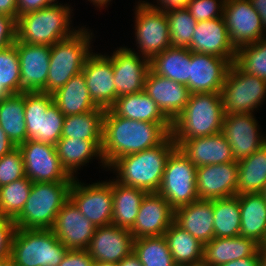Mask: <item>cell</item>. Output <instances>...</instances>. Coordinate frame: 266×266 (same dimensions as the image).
I'll use <instances>...</instances> for the list:
<instances>
[{"instance_id": "obj_1", "label": "cell", "mask_w": 266, "mask_h": 266, "mask_svg": "<svg viewBox=\"0 0 266 266\" xmlns=\"http://www.w3.org/2000/svg\"><path fill=\"white\" fill-rule=\"evenodd\" d=\"M171 131V123H151L117 116L106 109L101 154L108 168L116 159L161 144Z\"/></svg>"}, {"instance_id": "obj_2", "label": "cell", "mask_w": 266, "mask_h": 266, "mask_svg": "<svg viewBox=\"0 0 266 266\" xmlns=\"http://www.w3.org/2000/svg\"><path fill=\"white\" fill-rule=\"evenodd\" d=\"M177 147L169 135L161 144L138 153L116 159L108 169L116 174L117 182L143 189L147 193L160 189L169 155Z\"/></svg>"}, {"instance_id": "obj_3", "label": "cell", "mask_w": 266, "mask_h": 266, "mask_svg": "<svg viewBox=\"0 0 266 266\" xmlns=\"http://www.w3.org/2000/svg\"><path fill=\"white\" fill-rule=\"evenodd\" d=\"M224 115L220 93L190 94L182 112L171 122L170 135L177 145L182 139L220 133Z\"/></svg>"}, {"instance_id": "obj_4", "label": "cell", "mask_w": 266, "mask_h": 266, "mask_svg": "<svg viewBox=\"0 0 266 266\" xmlns=\"http://www.w3.org/2000/svg\"><path fill=\"white\" fill-rule=\"evenodd\" d=\"M72 9L58 2L26 13L17 19L16 40L27 44L49 45L72 37L80 28H71Z\"/></svg>"}, {"instance_id": "obj_5", "label": "cell", "mask_w": 266, "mask_h": 266, "mask_svg": "<svg viewBox=\"0 0 266 266\" xmlns=\"http://www.w3.org/2000/svg\"><path fill=\"white\" fill-rule=\"evenodd\" d=\"M73 182H33L28 200L14 223L19 229H52L56 216L69 200Z\"/></svg>"}, {"instance_id": "obj_6", "label": "cell", "mask_w": 266, "mask_h": 266, "mask_svg": "<svg viewBox=\"0 0 266 266\" xmlns=\"http://www.w3.org/2000/svg\"><path fill=\"white\" fill-rule=\"evenodd\" d=\"M88 30L81 26L72 37L51 46L46 93L52 95L74 75L82 72L87 57L93 51L90 47L93 33Z\"/></svg>"}, {"instance_id": "obj_7", "label": "cell", "mask_w": 266, "mask_h": 266, "mask_svg": "<svg viewBox=\"0 0 266 266\" xmlns=\"http://www.w3.org/2000/svg\"><path fill=\"white\" fill-rule=\"evenodd\" d=\"M69 249L51 229H16L11 254L15 266H58Z\"/></svg>"}, {"instance_id": "obj_8", "label": "cell", "mask_w": 266, "mask_h": 266, "mask_svg": "<svg viewBox=\"0 0 266 266\" xmlns=\"http://www.w3.org/2000/svg\"><path fill=\"white\" fill-rule=\"evenodd\" d=\"M27 140L55 145L60 139L64 115L53 96L44 92H25Z\"/></svg>"}, {"instance_id": "obj_9", "label": "cell", "mask_w": 266, "mask_h": 266, "mask_svg": "<svg viewBox=\"0 0 266 266\" xmlns=\"http://www.w3.org/2000/svg\"><path fill=\"white\" fill-rule=\"evenodd\" d=\"M220 94L225 114L254 113L266 99V81L243 72L233 62Z\"/></svg>"}, {"instance_id": "obj_10", "label": "cell", "mask_w": 266, "mask_h": 266, "mask_svg": "<svg viewBox=\"0 0 266 266\" xmlns=\"http://www.w3.org/2000/svg\"><path fill=\"white\" fill-rule=\"evenodd\" d=\"M196 166L176 147L167 160L158 193L175 210L198 200Z\"/></svg>"}, {"instance_id": "obj_11", "label": "cell", "mask_w": 266, "mask_h": 266, "mask_svg": "<svg viewBox=\"0 0 266 266\" xmlns=\"http://www.w3.org/2000/svg\"><path fill=\"white\" fill-rule=\"evenodd\" d=\"M135 7V39L140 55L149 61L171 47L169 24L166 14L138 1ZM141 52V53H140Z\"/></svg>"}, {"instance_id": "obj_12", "label": "cell", "mask_w": 266, "mask_h": 266, "mask_svg": "<svg viewBox=\"0 0 266 266\" xmlns=\"http://www.w3.org/2000/svg\"><path fill=\"white\" fill-rule=\"evenodd\" d=\"M69 199L96 228L112 224V179L86 185L74 178Z\"/></svg>"}, {"instance_id": "obj_13", "label": "cell", "mask_w": 266, "mask_h": 266, "mask_svg": "<svg viewBox=\"0 0 266 266\" xmlns=\"http://www.w3.org/2000/svg\"><path fill=\"white\" fill-rule=\"evenodd\" d=\"M18 148L25 175L32 182H73L74 178L61 165L55 145L27 140Z\"/></svg>"}, {"instance_id": "obj_14", "label": "cell", "mask_w": 266, "mask_h": 266, "mask_svg": "<svg viewBox=\"0 0 266 266\" xmlns=\"http://www.w3.org/2000/svg\"><path fill=\"white\" fill-rule=\"evenodd\" d=\"M223 19L236 49L266 37L260 15L250 0H226Z\"/></svg>"}, {"instance_id": "obj_15", "label": "cell", "mask_w": 266, "mask_h": 266, "mask_svg": "<svg viewBox=\"0 0 266 266\" xmlns=\"http://www.w3.org/2000/svg\"><path fill=\"white\" fill-rule=\"evenodd\" d=\"M253 113L225 114L221 133L229 142L235 161L250 156L266 144Z\"/></svg>"}, {"instance_id": "obj_16", "label": "cell", "mask_w": 266, "mask_h": 266, "mask_svg": "<svg viewBox=\"0 0 266 266\" xmlns=\"http://www.w3.org/2000/svg\"><path fill=\"white\" fill-rule=\"evenodd\" d=\"M109 57L113 63L116 99L122 95L143 92L150 70L149 60L126 47L117 48Z\"/></svg>"}, {"instance_id": "obj_17", "label": "cell", "mask_w": 266, "mask_h": 266, "mask_svg": "<svg viewBox=\"0 0 266 266\" xmlns=\"http://www.w3.org/2000/svg\"><path fill=\"white\" fill-rule=\"evenodd\" d=\"M16 50L21 70L20 93H46L51 46L27 44L16 40Z\"/></svg>"}, {"instance_id": "obj_18", "label": "cell", "mask_w": 266, "mask_h": 266, "mask_svg": "<svg viewBox=\"0 0 266 266\" xmlns=\"http://www.w3.org/2000/svg\"><path fill=\"white\" fill-rule=\"evenodd\" d=\"M231 64L226 58L191 52L187 83L190 93H220Z\"/></svg>"}, {"instance_id": "obj_19", "label": "cell", "mask_w": 266, "mask_h": 266, "mask_svg": "<svg viewBox=\"0 0 266 266\" xmlns=\"http://www.w3.org/2000/svg\"><path fill=\"white\" fill-rule=\"evenodd\" d=\"M92 101L100 108L110 109L116 102L113 63L111 58L92 52L82 70Z\"/></svg>"}, {"instance_id": "obj_20", "label": "cell", "mask_w": 266, "mask_h": 266, "mask_svg": "<svg viewBox=\"0 0 266 266\" xmlns=\"http://www.w3.org/2000/svg\"><path fill=\"white\" fill-rule=\"evenodd\" d=\"M174 222V209L158 192L142 199L135 223L130 229L134 239L163 236Z\"/></svg>"}, {"instance_id": "obj_21", "label": "cell", "mask_w": 266, "mask_h": 266, "mask_svg": "<svg viewBox=\"0 0 266 266\" xmlns=\"http://www.w3.org/2000/svg\"><path fill=\"white\" fill-rule=\"evenodd\" d=\"M196 175L199 199L216 200L236 196L237 162L196 167Z\"/></svg>"}, {"instance_id": "obj_22", "label": "cell", "mask_w": 266, "mask_h": 266, "mask_svg": "<svg viewBox=\"0 0 266 266\" xmlns=\"http://www.w3.org/2000/svg\"><path fill=\"white\" fill-rule=\"evenodd\" d=\"M51 230L65 247L80 250L88 248L96 227L69 199L58 212Z\"/></svg>"}, {"instance_id": "obj_23", "label": "cell", "mask_w": 266, "mask_h": 266, "mask_svg": "<svg viewBox=\"0 0 266 266\" xmlns=\"http://www.w3.org/2000/svg\"><path fill=\"white\" fill-rule=\"evenodd\" d=\"M130 230L110 224L97 227L86 249L95 262L119 263L133 252Z\"/></svg>"}, {"instance_id": "obj_24", "label": "cell", "mask_w": 266, "mask_h": 266, "mask_svg": "<svg viewBox=\"0 0 266 266\" xmlns=\"http://www.w3.org/2000/svg\"><path fill=\"white\" fill-rule=\"evenodd\" d=\"M191 52L210 54L234 62V47L223 17L196 23L190 46Z\"/></svg>"}, {"instance_id": "obj_25", "label": "cell", "mask_w": 266, "mask_h": 266, "mask_svg": "<svg viewBox=\"0 0 266 266\" xmlns=\"http://www.w3.org/2000/svg\"><path fill=\"white\" fill-rule=\"evenodd\" d=\"M144 92L171 122L182 112L191 94L187 86L151 70L146 76Z\"/></svg>"}, {"instance_id": "obj_26", "label": "cell", "mask_w": 266, "mask_h": 266, "mask_svg": "<svg viewBox=\"0 0 266 266\" xmlns=\"http://www.w3.org/2000/svg\"><path fill=\"white\" fill-rule=\"evenodd\" d=\"M177 147L196 167L237 162L229 142L221 132L205 137L182 139Z\"/></svg>"}, {"instance_id": "obj_27", "label": "cell", "mask_w": 266, "mask_h": 266, "mask_svg": "<svg viewBox=\"0 0 266 266\" xmlns=\"http://www.w3.org/2000/svg\"><path fill=\"white\" fill-rule=\"evenodd\" d=\"M174 222L205 245L214 238L213 200L198 199L175 209Z\"/></svg>"}, {"instance_id": "obj_28", "label": "cell", "mask_w": 266, "mask_h": 266, "mask_svg": "<svg viewBox=\"0 0 266 266\" xmlns=\"http://www.w3.org/2000/svg\"><path fill=\"white\" fill-rule=\"evenodd\" d=\"M260 245L241 235L230 238L214 237L204 245V262L211 266H220L237 259L254 255Z\"/></svg>"}, {"instance_id": "obj_29", "label": "cell", "mask_w": 266, "mask_h": 266, "mask_svg": "<svg viewBox=\"0 0 266 266\" xmlns=\"http://www.w3.org/2000/svg\"><path fill=\"white\" fill-rule=\"evenodd\" d=\"M102 141L79 140L76 138H61L56 144V151L62 167L67 173L76 178L77 170L94 159H100L101 166L106 168L102 154ZM94 157V158H93ZM75 175V176H74Z\"/></svg>"}, {"instance_id": "obj_30", "label": "cell", "mask_w": 266, "mask_h": 266, "mask_svg": "<svg viewBox=\"0 0 266 266\" xmlns=\"http://www.w3.org/2000/svg\"><path fill=\"white\" fill-rule=\"evenodd\" d=\"M238 201L241 215L240 235L262 246L266 241V201L260 193L241 194Z\"/></svg>"}, {"instance_id": "obj_31", "label": "cell", "mask_w": 266, "mask_h": 266, "mask_svg": "<svg viewBox=\"0 0 266 266\" xmlns=\"http://www.w3.org/2000/svg\"><path fill=\"white\" fill-rule=\"evenodd\" d=\"M52 96L54 103L64 116L87 113L98 108L91 99L83 72L74 75Z\"/></svg>"}, {"instance_id": "obj_32", "label": "cell", "mask_w": 266, "mask_h": 266, "mask_svg": "<svg viewBox=\"0 0 266 266\" xmlns=\"http://www.w3.org/2000/svg\"><path fill=\"white\" fill-rule=\"evenodd\" d=\"M110 109L117 116L127 119L151 123H171L144 91L118 97Z\"/></svg>"}, {"instance_id": "obj_33", "label": "cell", "mask_w": 266, "mask_h": 266, "mask_svg": "<svg viewBox=\"0 0 266 266\" xmlns=\"http://www.w3.org/2000/svg\"><path fill=\"white\" fill-rule=\"evenodd\" d=\"M112 179L113 216L112 224L130 230L135 223L142 199L143 189L123 185Z\"/></svg>"}, {"instance_id": "obj_34", "label": "cell", "mask_w": 266, "mask_h": 266, "mask_svg": "<svg viewBox=\"0 0 266 266\" xmlns=\"http://www.w3.org/2000/svg\"><path fill=\"white\" fill-rule=\"evenodd\" d=\"M150 70L160 76L187 86L191 51L188 48L169 47L150 61Z\"/></svg>"}, {"instance_id": "obj_35", "label": "cell", "mask_w": 266, "mask_h": 266, "mask_svg": "<svg viewBox=\"0 0 266 266\" xmlns=\"http://www.w3.org/2000/svg\"><path fill=\"white\" fill-rule=\"evenodd\" d=\"M25 92L11 94L0 102V126L15 146L27 141Z\"/></svg>"}, {"instance_id": "obj_36", "label": "cell", "mask_w": 266, "mask_h": 266, "mask_svg": "<svg viewBox=\"0 0 266 266\" xmlns=\"http://www.w3.org/2000/svg\"><path fill=\"white\" fill-rule=\"evenodd\" d=\"M238 163L236 196L260 193L266 184V144Z\"/></svg>"}, {"instance_id": "obj_37", "label": "cell", "mask_w": 266, "mask_h": 266, "mask_svg": "<svg viewBox=\"0 0 266 266\" xmlns=\"http://www.w3.org/2000/svg\"><path fill=\"white\" fill-rule=\"evenodd\" d=\"M167 241L175 264H192L203 262L204 244L183 230L175 222L163 235Z\"/></svg>"}, {"instance_id": "obj_38", "label": "cell", "mask_w": 266, "mask_h": 266, "mask_svg": "<svg viewBox=\"0 0 266 266\" xmlns=\"http://www.w3.org/2000/svg\"><path fill=\"white\" fill-rule=\"evenodd\" d=\"M105 112V109L98 107L87 113L65 116L61 138L102 141Z\"/></svg>"}, {"instance_id": "obj_39", "label": "cell", "mask_w": 266, "mask_h": 266, "mask_svg": "<svg viewBox=\"0 0 266 266\" xmlns=\"http://www.w3.org/2000/svg\"><path fill=\"white\" fill-rule=\"evenodd\" d=\"M214 237L240 235L241 215L238 196L213 200Z\"/></svg>"}, {"instance_id": "obj_40", "label": "cell", "mask_w": 266, "mask_h": 266, "mask_svg": "<svg viewBox=\"0 0 266 266\" xmlns=\"http://www.w3.org/2000/svg\"><path fill=\"white\" fill-rule=\"evenodd\" d=\"M133 252L143 266L175 265L164 236L134 239Z\"/></svg>"}, {"instance_id": "obj_41", "label": "cell", "mask_w": 266, "mask_h": 266, "mask_svg": "<svg viewBox=\"0 0 266 266\" xmlns=\"http://www.w3.org/2000/svg\"><path fill=\"white\" fill-rule=\"evenodd\" d=\"M28 177L0 187V218L15 220L23 210L32 187Z\"/></svg>"}, {"instance_id": "obj_42", "label": "cell", "mask_w": 266, "mask_h": 266, "mask_svg": "<svg viewBox=\"0 0 266 266\" xmlns=\"http://www.w3.org/2000/svg\"><path fill=\"white\" fill-rule=\"evenodd\" d=\"M21 70L16 42L0 50V102L11 94L20 93Z\"/></svg>"}, {"instance_id": "obj_43", "label": "cell", "mask_w": 266, "mask_h": 266, "mask_svg": "<svg viewBox=\"0 0 266 266\" xmlns=\"http://www.w3.org/2000/svg\"><path fill=\"white\" fill-rule=\"evenodd\" d=\"M234 63L243 72L266 81V37L239 47Z\"/></svg>"}, {"instance_id": "obj_44", "label": "cell", "mask_w": 266, "mask_h": 266, "mask_svg": "<svg viewBox=\"0 0 266 266\" xmlns=\"http://www.w3.org/2000/svg\"><path fill=\"white\" fill-rule=\"evenodd\" d=\"M172 47L189 48L197 21L187 9L166 12Z\"/></svg>"}, {"instance_id": "obj_45", "label": "cell", "mask_w": 266, "mask_h": 266, "mask_svg": "<svg viewBox=\"0 0 266 266\" xmlns=\"http://www.w3.org/2000/svg\"><path fill=\"white\" fill-rule=\"evenodd\" d=\"M24 162L18 146L0 159V187L24 178Z\"/></svg>"}, {"instance_id": "obj_46", "label": "cell", "mask_w": 266, "mask_h": 266, "mask_svg": "<svg viewBox=\"0 0 266 266\" xmlns=\"http://www.w3.org/2000/svg\"><path fill=\"white\" fill-rule=\"evenodd\" d=\"M226 0H191L187 5V10L197 21H206L223 17Z\"/></svg>"}, {"instance_id": "obj_47", "label": "cell", "mask_w": 266, "mask_h": 266, "mask_svg": "<svg viewBox=\"0 0 266 266\" xmlns=\"http://www.w3.org/2000/svg\"><path fill=\"white\" fill-rule=\"evenodd\" d=\"M16 229L14 220L0 218V260L10 256Z\"/></svg>"}, {"instance_id": "obj_48", "label": "cell", "mask_w": 266, "mask_h": 266, "mask_svg": "<svg viewBox=\"0 0 266 266\" xmlns=\"http://www.w3.org/2000/svg\"><path fill=\"white\" fill-rule=\"evenodd\" d=\"M17 21L0 14V50L16 42Z\"/></svg>"}, {"instance_id": "obj_49", "label": "cell", "mask_w": 266, "mask_h": 266, "mask_svg": "<svg viewBox=\"0 0 266 266\" xmlns=\"http://www.w3.org/2000/svg\"><path fill=\"white\" fill-rule=\"evenodd\" d=\"M95 261L86 249L71 250L65 254L58 266H94Z\"/></svg>"}, {"instance_id": "obj_50", "label": "cell", "mask_w": 266, "mask_h": 266, "mask_svg": "<svg viewBox=\"0 0 266 266\" xmlns=\"http://www.w3.org/2000/svg\"><path fill=\"white\" fill-rule=\"evenodd\" d=\"M17 1V10H18V17L29 13L34 12L44 7H48L57 0H16Z\"/></svg>"}, {"instance_id": "obj_51", "label": "cell", "mask_w": 266, "mask_h": 266, "mask_svg": "<svg viewBox=\"0 0 266 266\" xmlns=\"http://www.w3.org/2000/svg\"><path fill=\"white\" fill-rule=\"evenodd\" d=\"M157 4H151L150 2H145L149 7H152L156 10H160L164 13L177 10V9H186L187 5L191 0H156Z\"/></svg>"}, {"instance_id": "obj_52", "label": "cell", "mask_w": 266, "mask_h": 266, "mask_svg": "<svg viewBox=\"0 0 266 266\" xmlns=\"http://www.w3.org/2000/svg\"><path fill=\"white\" fill-rule=\"evenodd\" d=\"M0 14L7 15L18 19L17 1L16 0H0Z\"/></svg>"}, {"instance_id": "obj_53", "label": "cell", "mask_w": 266, "mask_h": 266, "mask_svg": "<svg viewBox=\"0 0 266 266\" xmlns=\"http://www.w3.org/2000/svg\"><path fill=\"white\" fill-rule=\"evenodd\" d=\"M220 266H259V250L252 256L230 261Z\"/></svg>"}, {"instance_id": "obj_54", "label": "cell", "mask_w": 266, "mask_h": 266, "mask_svg": "<svg viewBox=\"0 0 266 266\" xmlns=\"http://www.w3.org/2000/svg\"><path fill=\"white\" fill-rule=\"evenodd\" d=\"M16 146L8 138L6 132L0 126V159Z\"/></svg>"}, {"instance_id": "obj_55", "label": "cell", "mask_w": 266, "mask_h": 266, "mask_svg": "<svg viewBox=\"0 0 266 266\" xmlns=\"http://www.w3.org/2000/svg\"><path fill=\"white\" fill-rule=\"evenodd\" d=\"M252 7L260 15L262 26L266 32V0H250Z\"/></svg>"}, {"instance_id": "obj_56", "label": "cell", "mask_w": 266, "mask_h": 266, "mask_svg": "<svg viewBox=\"0 0 266 266\" xmlns=\"http://www.w3.org/2000/svg\"><path fill=\"white\" fill-rule=\"evenodd\" d=\"M118 266H143L138 259V257L135 255L134 252H132L130 255L124 257L119 263Z\"/></svg>"}, {"instance_id": "obj_57", "label": "cell", "mask_w": 266, "mask_h": 266, "mask_svg": "<svg viewBox=\"0 0 266 266\" xmlns=\"http://www.w3.org/2000/svg\"><path fill=\"white\" fill-rule=\"evenodd\" d=\"M259 266H266V249L263 246L259 248Z\"/></svg>"}, {"instance_id": "obj_58", "label": "cell", "mask_w": 266, "mask_h": 266, "mask_svg": "<svg viewBox=\"0 0 266 266\" xmlns=\"http://www.w3.org/2000/svg\"><path fill=\"white\" fill-rule=\"evenodd\" d=\"M88 1L93 3V5H95V7H98L99 9L100 8L102 9L103 6L106 7L107 5H109L111 0H88Z\"/></svg>"}, {"instance_id": "obj_59", "label": "cell", "mask_w": 266, "mask_h": 266, "mask_svg": "<svg viewBox=\"0 0 266 266\" xmlns=\"http://www.w3.org/2000/svg\"><path fill=\"white\" fill-rule=\"evenodd\" d=\"M0 266H15L12 258L9 256L5 259L0 260Z\"/></svg>"}, {"instance_id": "obj_60", "label": "cell", "mask_w": 266, "mask_h": 266, "mask_svg": "<svg viewBox=\"0 0 266 266\" xmlns=\"http://www.w3.org/2000/svg\"><path fill=\"white\" fill-rule=\"evenodd\" d=\"M94 266H118V263L95 262V265Z\"/></svg>"}, {"instance_id": "obj_61", "label": "cell", "mask_w": 266, "mask_h": 266, "mask_svg": "<svg viewBox=\"0 0 266 266\" xmlns=\"http://www.w3.org/2000/svg\"><path fill=\"white\" fill-rule=\"evenodd\" d=\"M260 194L262 195L263 199L266 201V184L264 188L261 190Z\"/></svg>"}, {"instance_id": "obj_62", "label": "cell", "mask_w": 266, "mask_h": 266, "mask_svg": "<svg viewBox=\"0 0 266 266\" xmlns=\"http://www.w3.org/2000/svg\"><path fill=\"white\" fill-rule=\"evenodd\" d=\"M193 266H211V265H208V264H206V263L203 261V262L197 263V264H195V265H193Z\"/></svg>"}, {"instance_id": "obj_63", "label": "cell", "mask_w": 266, "mask_h": 266, "mask_svg": "<svg viewBox=\"0 0 266 266\" xmlns=\"http://www.w3.org/2000/svg\"><path fill=\"white\" fill-rule=\"evenodd\" d=\"M174 266H193L192 264H175Z\"/></svg>"}, {"instance_id": "obj_64", "label": "cell", "mask_w": 266, "mask_h": 266, "mask_svg": "<svg viewBox=\"0 0 266 266\" xmlns=\"http://www.w3.org/2000/svg\"><path fill=\"white\" fill-rule=\"evenodd\" d=\"M262 246L266 249V241L264 242V244Z\"/></svg>"}]
</instances>
